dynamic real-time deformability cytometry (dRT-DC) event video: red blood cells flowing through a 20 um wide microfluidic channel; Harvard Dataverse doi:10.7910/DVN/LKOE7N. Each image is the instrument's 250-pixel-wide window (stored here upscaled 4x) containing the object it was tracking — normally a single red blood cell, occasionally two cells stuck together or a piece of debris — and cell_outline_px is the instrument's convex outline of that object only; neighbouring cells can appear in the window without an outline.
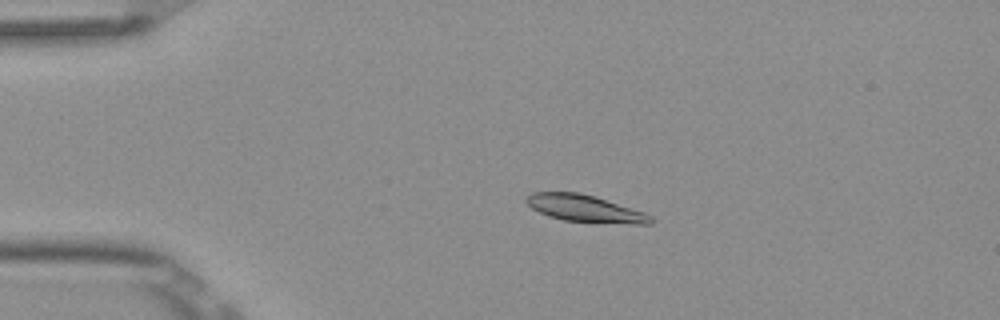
{"species": "Egyptian fruit bat (a non-hibernating species)", "species_latin": "Rousettus aegyptiacus", "temperature_condition": "room temperature", "stored_images_in_passage": 5, "camera_frame_rate_fps": 3000, "um_per_image_px": 0.085, "frame": {"image": 1, "passage_image": 4, "time_ms": 1.0, "image_size_px": [1000, 320], "cell_outline_px": [[656, 220], [652, 224], [632, 224], [564, 220], [548, 216], [532, 208], [524, 200], [524, 196], [532, 192], [580, 192], [644, 212], [652, 216]], "centroid_in_image_um": [49.72, 17.72], "position_along_channel_um": 35.3, "area_um2": 19.48}}